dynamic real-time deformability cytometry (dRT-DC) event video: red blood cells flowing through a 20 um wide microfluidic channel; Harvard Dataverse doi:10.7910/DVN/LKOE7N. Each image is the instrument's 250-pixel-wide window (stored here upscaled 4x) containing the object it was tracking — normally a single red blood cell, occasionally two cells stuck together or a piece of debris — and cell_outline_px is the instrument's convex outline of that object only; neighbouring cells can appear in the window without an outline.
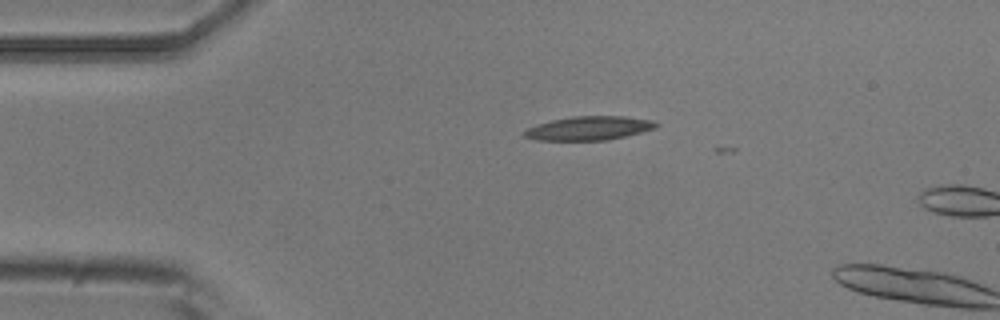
{"species": "common noctule bat (a hibernating species)", "species_latin": "Nyctalus noctula", "temperature_condition": "room temperature", "stored_images_in_passage": 4, "camera_frame_rate_fps": 3000, "um_per_image_px": 0.085, "animal": {"sex": "male", "body_mass_g": 20.5, "forearm_length_mm": 52.5}, "frame": {"image": 1, "passage_image": 2, "time_ms": 0.333, "image_size_px": [1000, 320], "cell_outline_px": [[660, 124], [656, 128], [608, 140], [536, 140], [524, 136], [520, 132], [536, 124], [552, 120], [572, 116], [624, 116], [652, 120]], "centroid_in_image_um": [50.04, 10.89], "position_along_channel_um": 35.0, "area_um2": 18.32}}